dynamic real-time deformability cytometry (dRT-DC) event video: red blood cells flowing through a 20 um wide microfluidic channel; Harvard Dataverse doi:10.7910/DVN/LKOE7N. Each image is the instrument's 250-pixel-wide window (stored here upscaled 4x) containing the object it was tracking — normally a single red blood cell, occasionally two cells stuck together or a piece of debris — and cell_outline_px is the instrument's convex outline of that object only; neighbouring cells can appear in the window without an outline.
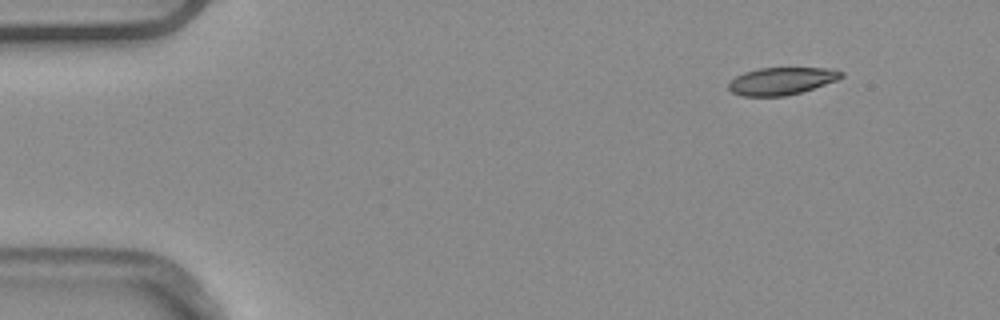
{"species": "common noctule bat (a hibernating species)", "species_latin": "Nyctalus noctula", "temperature_condition": "warm", "stored_images_in_passage": 5, "segment_of_instrument_passage": [2, 2], "camera_frame_rate_fps": 3000, "um_per_image_px": 0.085, "animal": {"sex": "male", "body_mass_g": 20.4}, "frame": {"image": 1, "passage_image": 5, "time_ms": 1.333, "image_size_px": [1000, 320], "cell_outline_px": [[844, 76], [836, 80], [800, 92], [784, 96], [744, 96], [732, 92], [728, 88], [728, 84], [736, 76], [744, 72], [760, 68], [828, 68], [844, 72]], "centroid_in_image_um": [66.42, 6.88], "position_along_channel_um": 18.6, "area_um2": 17.74}}